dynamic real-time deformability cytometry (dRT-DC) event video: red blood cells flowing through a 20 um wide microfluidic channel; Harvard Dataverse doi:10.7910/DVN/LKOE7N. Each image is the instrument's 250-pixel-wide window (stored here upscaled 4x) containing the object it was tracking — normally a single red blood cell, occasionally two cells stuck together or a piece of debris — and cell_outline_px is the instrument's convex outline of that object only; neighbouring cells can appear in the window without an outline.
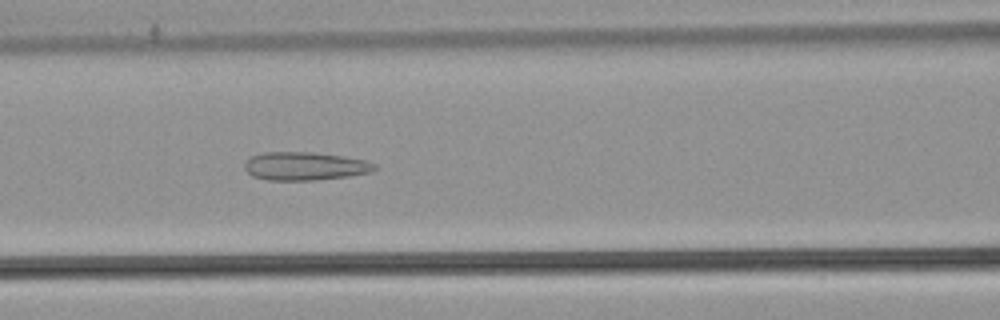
{"species": "common noctule bat (a hibernating species)", "species_latin": "Nyctalus noctula", "temperature_condition": "warm", "stored_images_in_passage": 41, "camera_frame_rate_fps": 3000, "um_per_image_px": 0.085, "animal": {"sex": "male", "body_mass_g": 21.5, "forearm_length_mm": 52.0}, "frame": {"image": 1, "passage_image": 15, "time_ms": 4.667, "image_size_px": [1000, 320], "cell_outline_px": [[376, 168], [372, 172], [348, 176], [316, 180], [268, 180], [252, 176], [244, 168], [244, 164], [252, 156], [264, 152], [312, 152], [340, 156], [364, 160], [376, 164]], "centroid_in_image_um": [25.91, 14.12], "position_along_channel_um": 140.7, "area_um2": 21.27}}
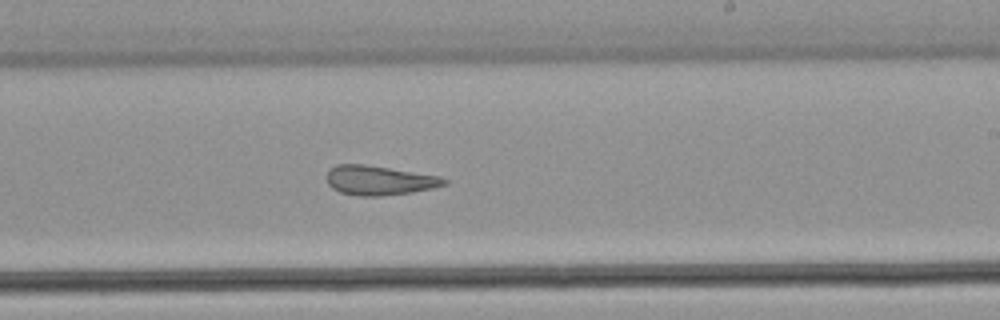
{"frame": {"image": 2, "passage_image": 24, "time_ms": 7.667, "image_size_px": [1000, 320], "cell_outline_px": [[448, 184], [432, 188], [412, 192], [380, 196], [360, 196], [340, 192], [332, 188], [328, 184], [328, 172], [336, 164], [364, 164], [440, 176], [448, 180]], "centroid_in_image_um": [32.26, 15.33], "position_along_channel_um": 256.7, "area_um2": 20.0}}
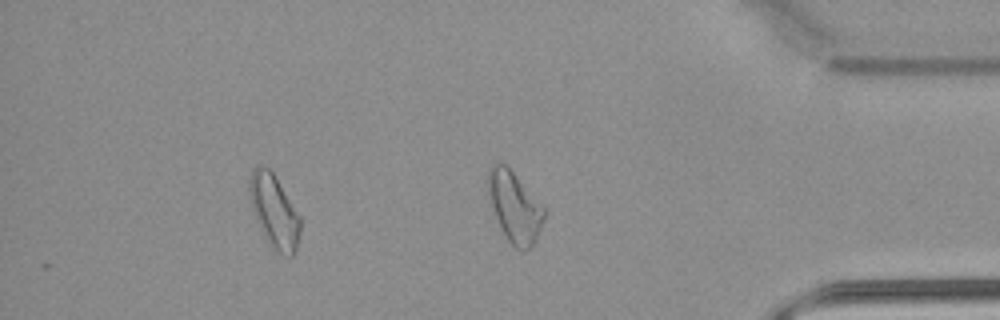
{"frame": {"image": 3, "passage_image": 36, "time_ms": 11.667, "image_size_px": [1000, 320], "cell_outline_px": [[300, 232], [296, 248], [292, 256], [288, 256], [272, 248], [260, 228], [256, 220], [252, 208], [248, 192], [248, 180], [252, 168], [268, 168], [276, 176], [300, 216]], "centroid_in_image_um": [23.29, 17.93], "position_along_channel_um": 411.9, "area_um2": 21.44}, "authors_computed_cell_mechanics": {"area_um2": 21.386, "velocity_mm_per_s": 3.8774, "shape_relaxation_time_tau1_ms": null, "shape_relaxation_time_tau2_ms": 2.1651, "deformation_change_tau1": null, "deformation_change_tau2": 0.1198}}